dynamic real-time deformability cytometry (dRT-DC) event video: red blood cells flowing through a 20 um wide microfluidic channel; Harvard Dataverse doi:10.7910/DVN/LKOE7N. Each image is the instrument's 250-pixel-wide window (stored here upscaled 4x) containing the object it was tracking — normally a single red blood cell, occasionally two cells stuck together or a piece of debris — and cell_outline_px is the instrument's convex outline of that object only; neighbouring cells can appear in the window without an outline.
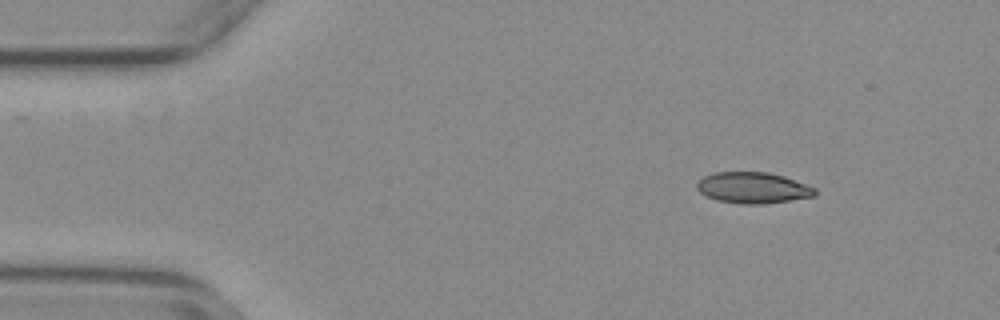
{"species": "common noctule bat (a hibernating species)", "species_latin": "Nyctalus noctula", "temperature_condition": "warm", "stored_images_in_passage": 53, "camera_frame_rate_fps": 3000, "um_per_image_px": 0.085, "animal": {"sex": "female", "body_mass_g": 29.2, "forearm_length_mm": 56.3}, "frame": {"image": 1, "passage_image": 6, "time_ms": 1.667, "image_size_px": [1000, 320], "cell_outline_px": [[816, 196], [760, 204], [740, 204], [716, 200], [700, 192], [696, 188], [696, 184], [704, 176], [716, 172], [768, 172], [784, 176], [816, 188]], "centroid_in_image_um": [63.99, 15.96], "position_along_channel_um": 21.0, "area_um2": 21.27}}
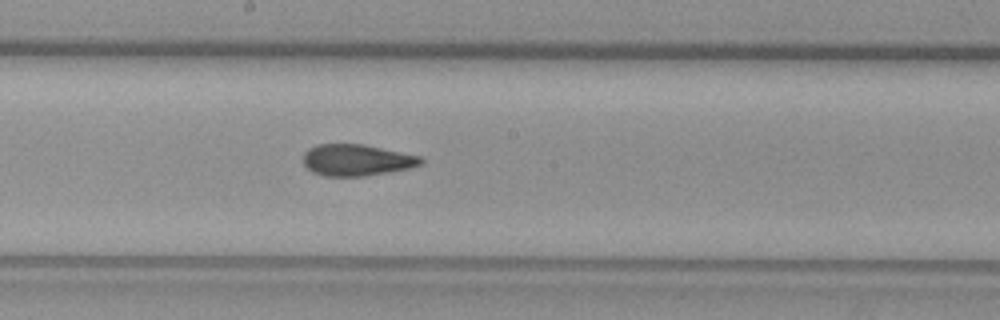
{"frame": {"image": 2, "passage_image": 28, "time_ms": 9.0, "image_size_px": [1000, 320], "cell_outline_px": [[424, 164], [408, 168], [388, 172], [364, 176], [324, 176], [312, 172], [304, 164], [304, 152], [308, 148], [316, 144], [364, 144], [420, 156], [424, 160]], "centroid_in_image_um": [30.31, 13.6], "position_along_channel_um": 217.9, "area_um2": 21.62}}
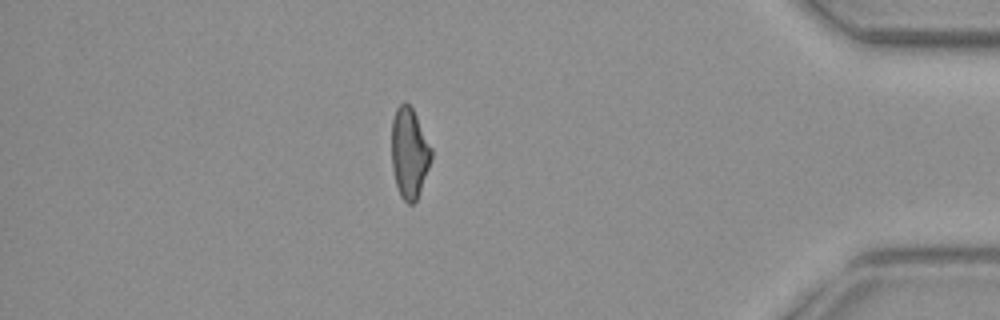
{"frame": {"image": 3, "passage_image": 46, "time_ms": 15.0, "image_size_px": [1000, 320], "cell_outline_px": [[432, 156], [428, 168], [416, 200], [412, 204], [408, 204], [400, 196], [396, 184], [392, 168], [392, 120], [396, 108], [404, 100], [412, 108], [432, 148]], "centroid_in_image_um": [34.78, 12.98], "position_along_channel_um": 400.4, "area_um2": 20.69}, "authors_computed_cell_mechanics": {"area_um2": 21.6172, "velocity_mm_per_s": 3.7856, "shape_relaxation_time_tau1_ms": 10.1106, "shape_relaxation_time_tau2_ms": 2.0374, "deformation_change_tau1": 0.2278, "deformation_change_tau2": 0.0856}}